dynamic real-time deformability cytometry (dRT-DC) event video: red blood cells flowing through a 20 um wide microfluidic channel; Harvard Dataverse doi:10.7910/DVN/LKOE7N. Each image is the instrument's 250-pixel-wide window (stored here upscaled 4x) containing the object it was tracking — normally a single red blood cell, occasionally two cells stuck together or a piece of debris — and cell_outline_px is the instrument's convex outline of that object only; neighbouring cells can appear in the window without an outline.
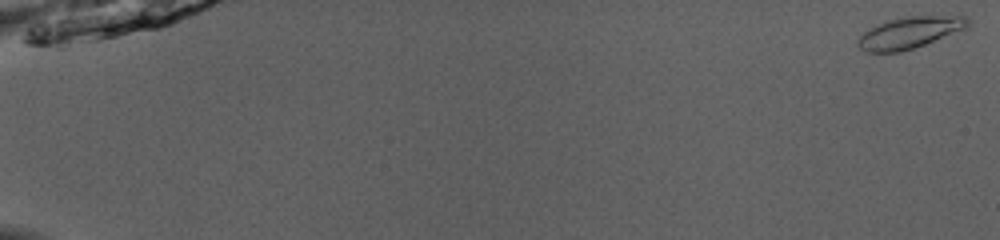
{"species": "common noctule bat (a hibernating species)", "species_latin": "Nyctalus noctula", "temperature_condition": "room temperature", "stored_images_in_passage": 52, "camera_frame_rate_fps": 3000, "um_per_image_px": 0.085, "animal": {"sex": "male", "body_mass_g": 13.0, "forearm_length_mm": 53.1}, "frame": {"image": 1, "passage_image": 1, "time_ms": 0.0, "image_size_px": [1000, 240], "cell_outline_px": [[968, 28], [924, 44], [900, 52], [868, 52], [860, 48], [856, 44], [856, 40], [864, 32], [888, 20], [908, 16], [968, 16]], "centroid_in_image_um": [77.32, 2.77], "position_along_channel_um": 7.7, "area_um2": 19.88}}
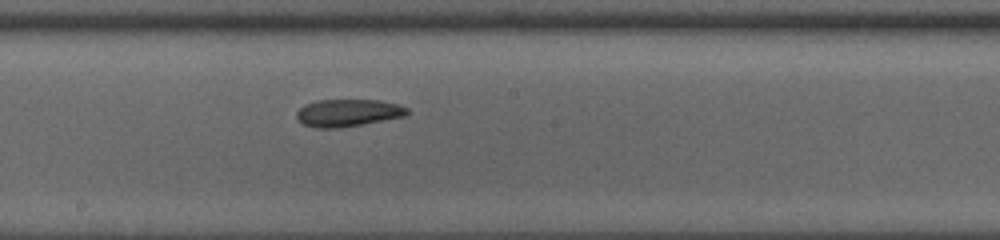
{"frame": {"image": 2, "passage_image": 31, "time_ms": 10.0, "image_size_px": [1000, 240], "cell_outline_px": [[408, 112], [404, 116], [360, 124], [336, 128], [316, 128], [304, 124], [296, 120], [296, 112], [304, 104], [316, 100], [380, 100], [396, 104], [408, 108]], "centroid_in_image_um": [29.51, 9.58], "position_along_channel_um": 218.7, "area_um2": 17.46}}
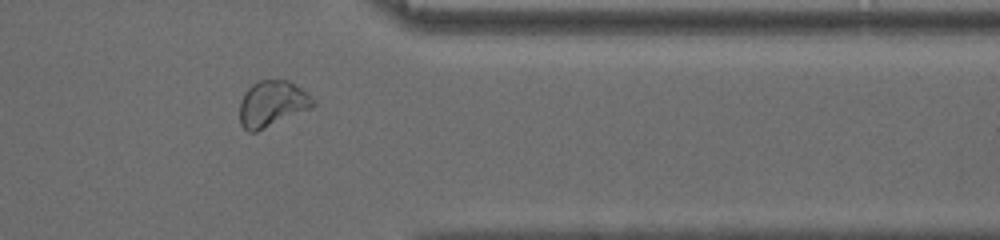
{"frame": {"image": 3, "passage_image": 44, "time_ms": 14.333, "image_size_px": [1000, 240], "cell_outline_px": [[316, 104], [308, 108], [256, 132], [248, 132], [240, 124], [240, 100], [244, 92], [252, 84], [260, 80], [288, 80], [300, 88], [316, 100]], "centroid_in_image_um": [23.09, 8.8], "position_along_channel_um": 388.3, "area_um2": 19.31}, "authors_computed_cell_mechanics": {"area_um2": 18.7272, "velocity_mm_per_s": 4.0301, "shape_relaxation_time_tau1_ms": 10.929, "shape_relaxation_time_tau2_ms": 3.8828, "deformation_change_tau1": 0.2339, "deformation_change_tau2": 0.09}}